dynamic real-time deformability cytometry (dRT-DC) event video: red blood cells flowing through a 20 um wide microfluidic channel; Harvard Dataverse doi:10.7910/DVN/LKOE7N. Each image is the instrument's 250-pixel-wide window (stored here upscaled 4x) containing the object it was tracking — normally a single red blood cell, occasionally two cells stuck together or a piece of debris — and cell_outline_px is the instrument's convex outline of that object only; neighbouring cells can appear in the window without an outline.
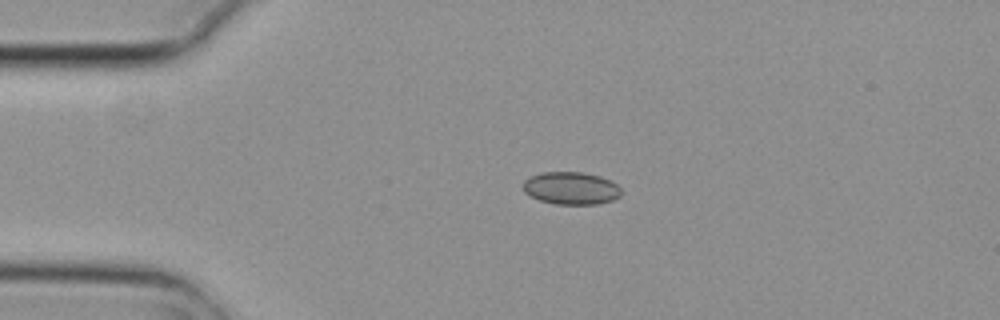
{"species": "common noctule bat (a hibernating species)", "species_latin": "Nyctalus noctula", "temperature_condition": "cold", "stored_images_in_passage": 5, "camera_frame_rate_fps": 3000, "um_per_image_px": 0.085, "animal": {"sex": "female", "body_mass_g": 29.2, "forearm_length_mm": 56.3}, "frame": {"image": 1, "passage_image": 4, "time_ms": 1.0, "image_size_px": [1000, 320], "cell_outline_px": [[620, 196], [612, 200], [596, 204], [556, 204], [540, 200], [524, 192], [524, 180], [532, 176], [544, 172], [584, 172], [600, 176], [612, 180], [620, 188]], "centroid_in_image_um": [48.57, 15.99], "position_along_channel_um": 36.4, "area_um2": 18.5}}